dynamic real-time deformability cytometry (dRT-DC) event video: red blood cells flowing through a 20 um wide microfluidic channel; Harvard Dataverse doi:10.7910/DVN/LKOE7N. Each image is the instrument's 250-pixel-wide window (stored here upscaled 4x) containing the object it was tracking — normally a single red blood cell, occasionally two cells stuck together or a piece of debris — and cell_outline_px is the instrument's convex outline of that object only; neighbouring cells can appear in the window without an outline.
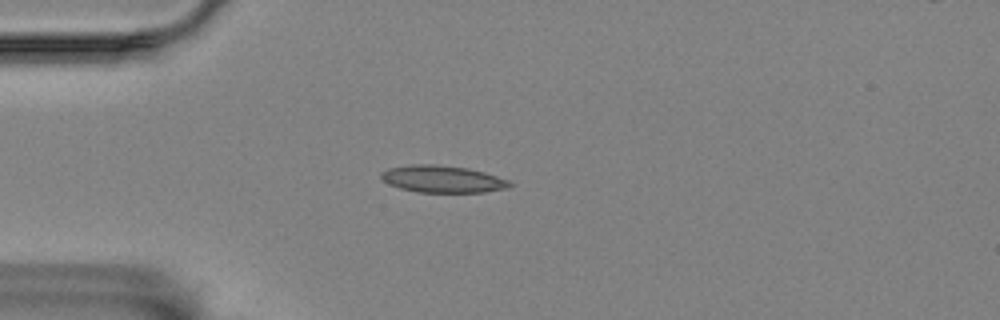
{"species": "Egyptian fruit bat (a non-hibernating species)", "species_latin": "Rousettus aegyptiacus", "temperature_condition": "room temperature", "stored_images_in_passage": 35, "camera_frame_rate_fps": 3000, "um_per_image_px": 0.085, "animal": {"sex": "female"}, "frame": {"image": 1, "passage_image": 1, "time_ms": 0.0, "image_size_px": [1000, 320], "cell_outline_px": [[512, 184], [508, 188], [484, 192], [416, 192], [400, 188], [388, 184], [380, 176], [380, 172], [388, 168], [412, 164], [436, 164], [468, 168], [484, 172], [508, 180]], "centroid_in_image_um": [37.59, 15.21], "position_along_channel_um": 47.4, "area_um2": 20.29}}
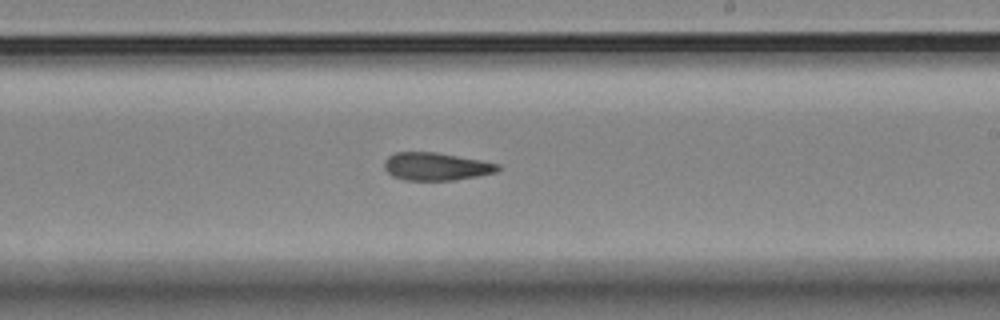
{"frame": {"image": 2, "passage_image": 20, "time_ms": 6.333, "image_size_px": [1000, 320], "cell_outline_px": [[500, 168], [496, 172], [456, 180], [404, 180], [392, 176], [384, 168], [384, 160], [388, 156], [396, 152], [436, 152], [480, 160], [500, 164]], "centroid_in_image_um": [37.04, 14.15], "position_along_channel_um": 252.0, "area_um2": 18.38}}
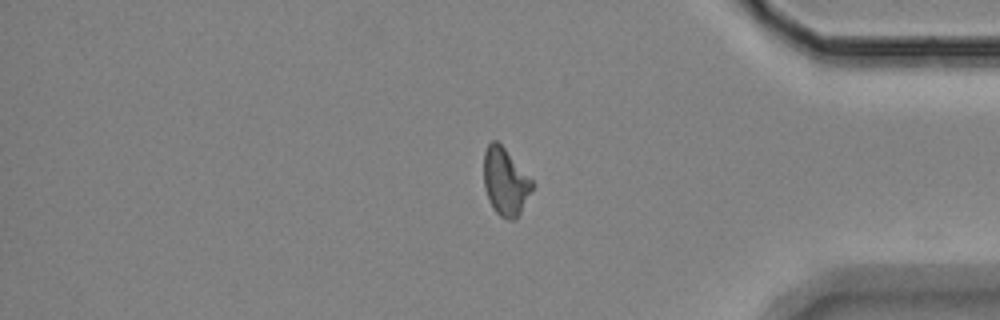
{"frame": {"image": 3, "passage_image": 34, "time_ms": 11.0, "image_size_px": [1000, 320], "cell_outline_px": [[532, 188], [516, 220], [508, 220], [500, 216], [492, 208], [484, 184], [484, 152], [488, 144], [492, 140], [496, 140], [504, 148], [532, 180]], "centroid_in_image_um": [42.93, 15.45], "position_along_channel_um": 392.3, "area_um2": 18.55}}